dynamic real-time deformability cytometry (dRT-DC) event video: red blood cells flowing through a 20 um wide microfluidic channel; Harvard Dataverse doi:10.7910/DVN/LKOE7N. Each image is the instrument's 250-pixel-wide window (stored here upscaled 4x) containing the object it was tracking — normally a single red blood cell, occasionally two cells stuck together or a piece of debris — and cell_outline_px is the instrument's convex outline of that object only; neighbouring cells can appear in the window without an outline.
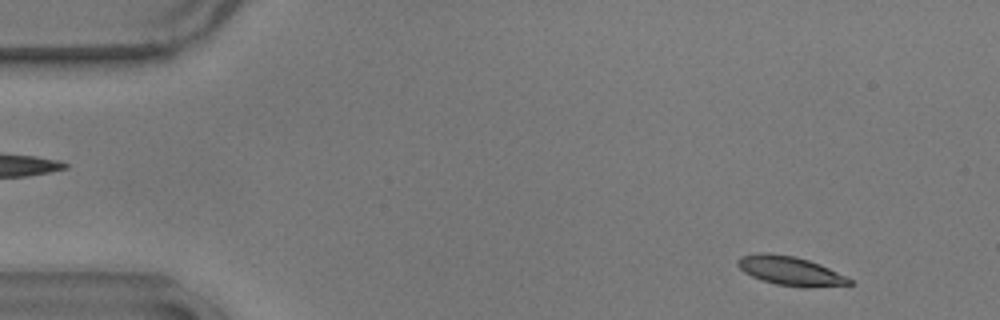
{"species": "common noctule bat (a hibernating species)", "species_latin": "Nyctalus noctula", "temperature_condition": "warm", "stored_images_in_passage": 54, "camera_frame_rate_fps": 3000, "um_per_image_px": 0.085, "animal": {"sex": "male", "body_mass_g": 17.9}, "frame": {"image": 1, "passage_image": 4, "time_ms": 1.0, "image_size_px": [1000, 320], "cell_outline_px": [[856, 284], [808, 288], [804, 288], [776, 284], [752, 276], [744, 272], [736, 264], [736, 260], [740, 256], [760, 252], [768, 252], [796, 256], [820, 264], [852, 280]], "centroid_in_image_um": [67.16, 23.02], "position_along_channel_um": 17.8, "area_um2": 19.02}}
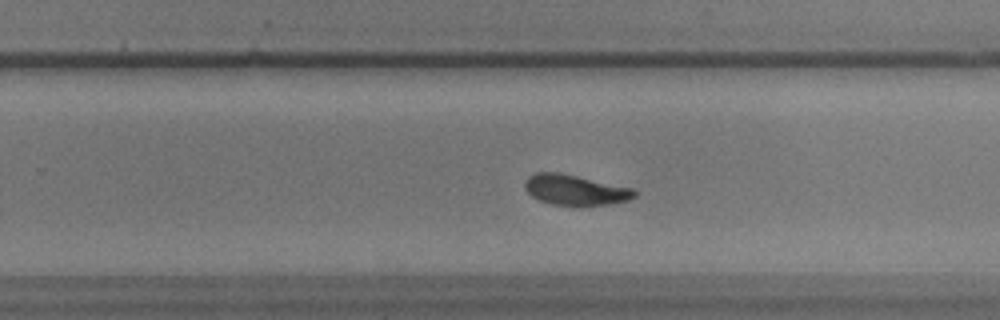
{"frame": {"image": 2, "passage_image": 34, "time_ms": 11.0, "image_size_px": [1000, 320], "cell_outline_px": [[636, 196], [628, 200], [608, 204], [580, 208], [548, 204], [532, 196], [524, 188], [524, 184], [528, 176], [536, 172], [560, 172], [632, 188], [636, 192]], "centroid_in_image_um": [48.87, 16.18], "position_along_channel_um": 280.9, "area_um2": 19.94}}
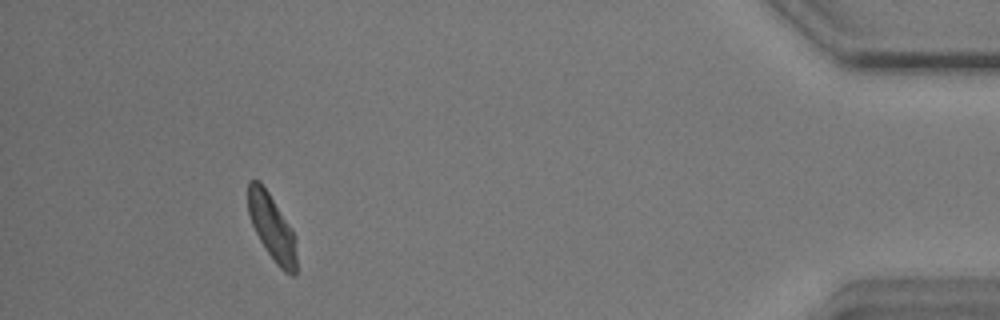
{"frame": {"image": 3, "passage_image": 50, "time_ms": 16.333, "image_size_px": [1000, 320], "cell_outline_px": [[296, 276], [292, 276], [284, 272], [276, 264], [260, 240], [252, 224], [248, 212], [248, 180], [260, 180], [292, 228], [296, 256]], "centroid_in_image_um": [23.1, 19.32], "position_along_channel_um": 412.1, "area_um2": 18.38}, "authors_computed_cell_mechanics": {"area_um2": 19.5075, "velocity_mm_per_s": 3.5975, "shape_relaxation_time_tau1_ms": 3.284, "shape_relaxation_time_tau2_ms": 1.7469, "deformation_change_tau1": 0.1406, "deformation_change_tau2": 0.0781}}